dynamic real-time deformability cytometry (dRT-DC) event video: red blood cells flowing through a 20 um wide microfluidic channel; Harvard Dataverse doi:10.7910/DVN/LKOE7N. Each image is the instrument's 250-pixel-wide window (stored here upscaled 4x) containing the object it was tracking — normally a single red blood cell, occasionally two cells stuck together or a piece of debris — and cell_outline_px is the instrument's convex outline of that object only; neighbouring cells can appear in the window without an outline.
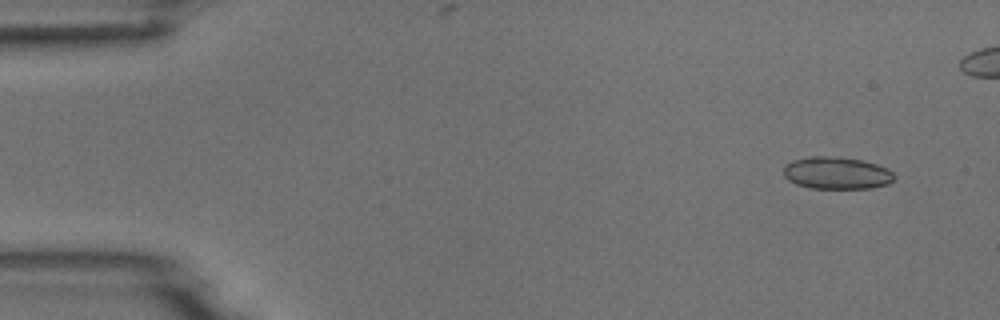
{"species": "common noctule bat (a hibernating species)", "species_latin": "Nyctalus noctula", "temperature_condition": "room temperature", "stored_images_in_passage": 5, "camera_frame_rate_fps": 3000, "um_per_image_px": 0.085, "animal": {"sex": "male", "body_mass_g": 18.8}, "frame": {"image": 1, "passage_image": 1, "time_ms": 0.0, "image_size_px": [1000, 320], "cell_outline_px": [[896, 176], [888, 184], [872, 188], [808, 188], [796, 184], [788, 180], [784, 176], [784, 164], [792, 160], [808, 156], [828, 156], [860, 160], [876, 164], [888, 168]], "centroid_in_image_um": [71.09, 14.71], "position_along_channel_um": 13.9, "area_um2": 20.87}}